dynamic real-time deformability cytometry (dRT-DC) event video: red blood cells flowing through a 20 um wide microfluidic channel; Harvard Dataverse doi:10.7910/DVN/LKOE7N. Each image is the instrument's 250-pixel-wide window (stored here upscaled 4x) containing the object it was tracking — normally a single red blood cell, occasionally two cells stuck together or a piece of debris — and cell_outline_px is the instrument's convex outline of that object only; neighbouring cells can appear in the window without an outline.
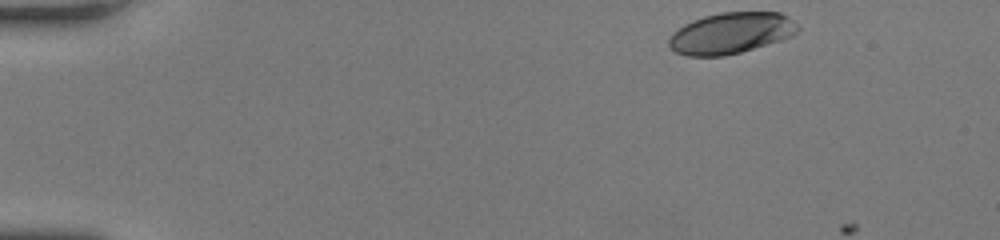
{"species": "human", "species_latin": "Homo sapiens", "temperature_condition": "room temperature", "stored_images_in_passage": 48, "segment_of_instrument_passage": [1, 2], "camera_frame_rate_fps": 3000, "um_per_image_px": 0.085, "donor": {"sex": "female"}, "frame": {"image": 1, "passage_image": 1, "time_ms": 0.0, "image_size_px": [1000, 240], "cell_outline_px": [[800, 28], [792, 36], [780, 40], [740, 52], [724, 56], [688, 56], [676, 52], [668, 44], [668, 40], [672, 32], [684, 24], [692, 20], [704, 16], [720, 12], [780, 12], [788, 16]], "centroid_in_image_um": [62.11, 2.81], "position_along_channel_um": 22.9, "area_um2": 30.87}}
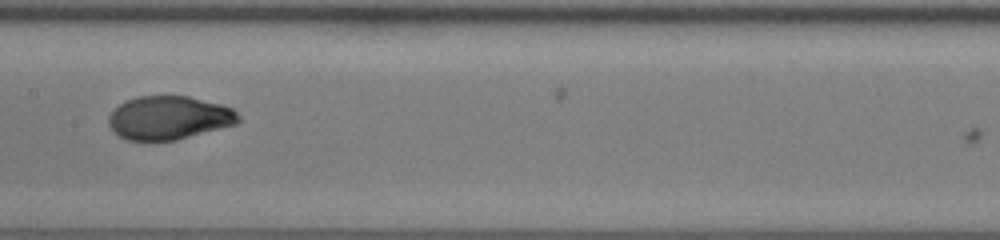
{"frame": {"image": 2, "passage_image": 21, "time_ms": 6.667, "image_size_px": [1000, 240], "cell_outline_px": [[240, 120], [236, 124], [176, 140], [124, 140], [112, 132], [108, 124], [108, 116], [120, 104], [136, 96], [188, 96], [220, 104], [232, 108], [240, 116]], "centroid_in_image_um": [14.34, 10.02], "position_along_channel_um": 193.1, "area_um2": 32.89}}
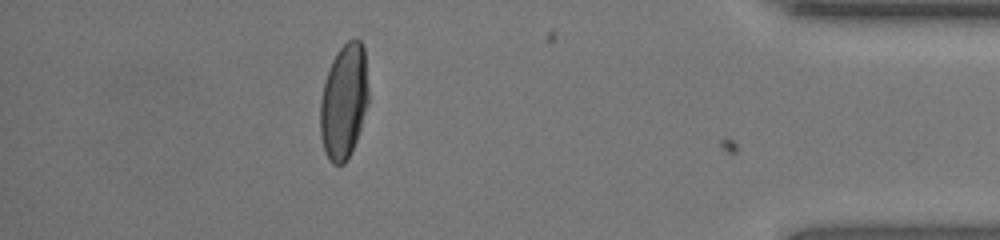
{"frame": {"image": 3, "passage_image": 41, "time_ms": 13.333, "image_size_px": [1000, 240], "cell_outline_px": [[368, 100], [360, 128], [356, 140], [344, 164], [332, 164], [324, 152], [320, 136], [320, 100], [324, 84], [332, 60], [336, 52], [348, 40], [360, 40], [364, 44], [368, 92]], "centroid_in_image_um": [29.22, 8.62], "position_along_channel_um": 406.0, "area_um2": 32.08}}